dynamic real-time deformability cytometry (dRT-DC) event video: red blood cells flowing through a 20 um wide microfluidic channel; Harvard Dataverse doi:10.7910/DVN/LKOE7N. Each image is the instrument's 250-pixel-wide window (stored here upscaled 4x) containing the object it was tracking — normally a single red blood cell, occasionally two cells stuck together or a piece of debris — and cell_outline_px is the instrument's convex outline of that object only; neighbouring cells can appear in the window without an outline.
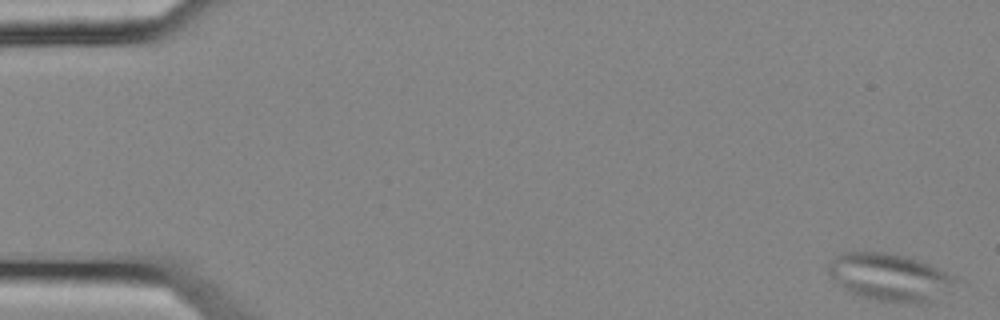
{"species": "common noctule bat (a hibernating species)", "species_latin": "Nyctalus noctula", "temperature_condition": "cold", "stored_images_in_passage": 56, "camera_frame_rate_fps": 3000, "um_per_image_px": 0.085, "animal": {"sex": "female", "body_mass_g": 25.1}, "frame": {"image": 1, "passage_image": 1, "time_ms": 0.0, "image_size_px": [1000, 320], "cell_outline_px": [[964, 280], [952, 292], [920, 304], [908, 304], [880, 300], [860, 296], [844, 288], [828, 272], [828, 264], [836, 256], [844, 252], [884, 252], [908, 256], [920, 260], [940, 268]], "centroid_in_image_um": [75.79, 23.56], "position_along_channel_um": 9.2, "area_um2": 35.72}}
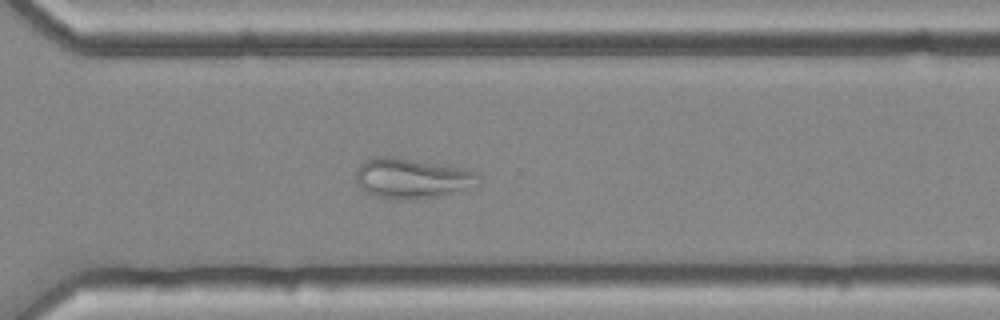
{"frame": {"image": 2, "passage_image": 40, "time_ms": 13.0, "image_size_px": [1000, 320], "cell_outline_px": [[480, 184], [464, 192], [440, 196], [404, 200], [388, 200], [372, 196], [364, 192], [360, 188], [356, 180], [356, 172], [360, 164], [364, 160], [376, 156], [392, 156], [460, 168], [476, 172], [480, 176]], "centroid_in_image_um": [35.02, 15.19], "position_along_channel_um": 335.6, "area_um2": 29.36}}
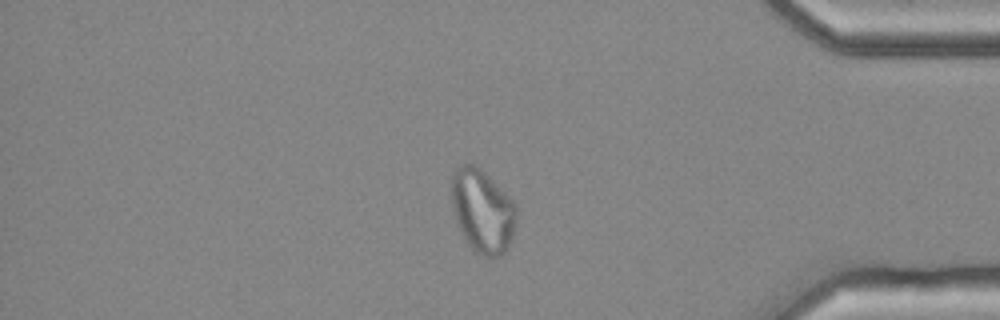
{"frame": {"image": 3, "passage_image": 47, "time_ms": 15.333, "image_size_px": [1000, 320], "cell_outline_px": [[516, 216], [512, 240], [508, 248], [500, 256], [480, 256], [468, 244], [456, 220], [452, 208], [452, 172], [464, 164], [472, 164], [480, 168], [516, 204]], "centroid_in_image_um": [41.02, 17.95], "position_along_channel_um": 394.2, "area_um2": 31.15}}